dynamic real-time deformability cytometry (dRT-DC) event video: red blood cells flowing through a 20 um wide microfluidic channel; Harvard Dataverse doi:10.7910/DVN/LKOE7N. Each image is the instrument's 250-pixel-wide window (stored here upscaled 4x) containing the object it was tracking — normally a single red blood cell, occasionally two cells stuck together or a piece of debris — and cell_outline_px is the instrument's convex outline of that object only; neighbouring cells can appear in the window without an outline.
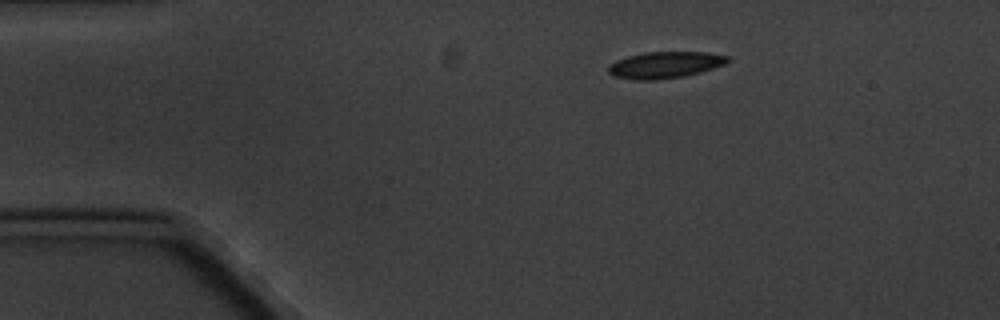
{"species": "common noctule bat (a hibernating species)", "species_latin": "Nyctalus noctula", "temperature_condition": "cold", "stored_images_in_passage": 3, "camera_frame_rate_fps": 3000, "um_per_image_px": 0.085, "animal": {"sex": "male", "body_mass_g": 20.1, "forearm_length_mm": 53.5}, "frame": {"image": 1, "passage_image": 1, "time_ms": 0.0, "image_size_px": [1000, 320], "cell_outline_px": [[728, 60], [724, 64], [700, 72], [684, 76], [656, 80], [636, 80], [616, 76], [608, 72], [608, 64], [616, 60], [628, 56], [644, 52], [708, 52], [728, 56]], "centroid_in_image_um": [56.49, 5.51], "position_along_channel_um": 28.5, "area_um2": 18.32}}